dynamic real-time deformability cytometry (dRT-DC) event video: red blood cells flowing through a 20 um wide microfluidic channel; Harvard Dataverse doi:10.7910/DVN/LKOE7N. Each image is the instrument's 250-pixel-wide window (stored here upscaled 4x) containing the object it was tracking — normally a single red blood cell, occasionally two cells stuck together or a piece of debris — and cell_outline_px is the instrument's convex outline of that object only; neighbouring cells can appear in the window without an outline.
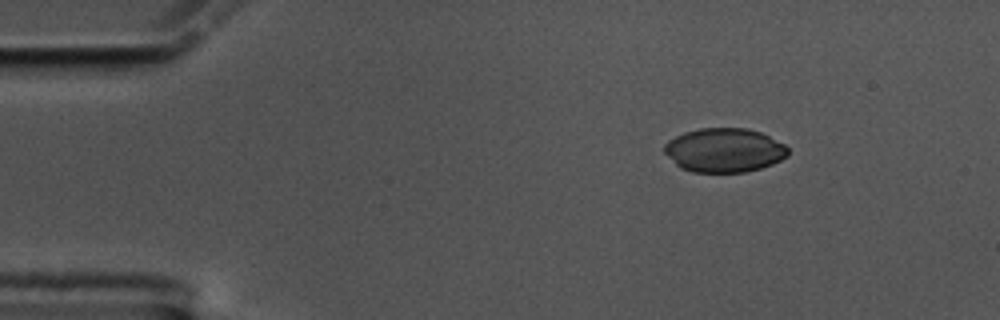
{"species": "common noctule bat (a hibernating species)", "species_latin": "Nyctalus noctula", "temperature_condition": "cold", "stored_images_in_passage": 50, "camera_frame_rate_fps": 3000, "um_per_image_px": 0.085, "animal": {"sex": "male", "body_mass_g": 17.5, "forearm_length_mm": 52.3}, "frame": {"image": 1, "passage_image": 1, "time_ms": 0.0, "image_size_px": [1000, 320], "cell_outline_px": [[788, 156], [772, 164], [760, 168], [744, 172], [692, 172], [680, 168], [664, 152], [664, 144], [668, 140], [684, 132], [700, 128], [744, 128], [760, 132], [784, 144], [788, 148]], "centroid_in_image_um": [61.55, 12.77], "position_along_channel_um": 23.5, "area_um2": 31.67}}
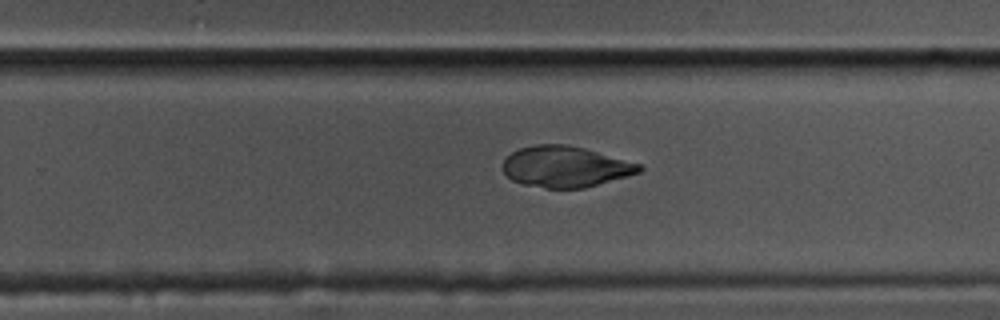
{"frame": {"image": 2, "passage_image": 29, "time_ms": 9.333, "image_size_px": [1000, 320], "cell_outline_px": [[644, 168], [640, 172], [628, 176], [584, 188], [544, 188], [524, 184], [512, 180], [504, 172], [504, 160], [512, 152], [520, 148], [536, 144], [568, 144], [584, 148], [640, 164]], "centroid_in_image_um": [48.06, 14.17], "position_along_channel_um": 281.7, "area_um2": 32.37}}
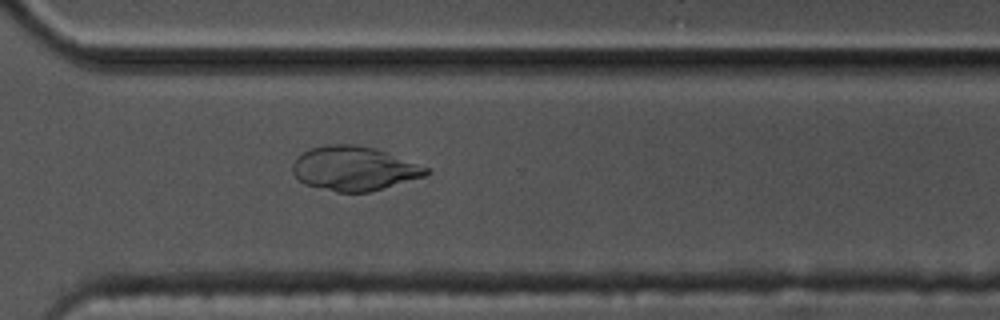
{"frame": {"image": 3, "passage_image": 34, "time_ms": 11.0, "image_size_px": [1000, 320], "cell_outline_px": [[432, 172], [428, 176], [384, 188], [368, 192], [336, 192], [304, 184], [292, 172], [292, 164], [296, 156], [312, 148], [328, 144], [352, 144], [372, 148], [384, 152], [428, 168]], "centroid_in_image_um": [30.08, 14.34], "position_along_channel_um": 340.5, "area_um2": 34.22}}